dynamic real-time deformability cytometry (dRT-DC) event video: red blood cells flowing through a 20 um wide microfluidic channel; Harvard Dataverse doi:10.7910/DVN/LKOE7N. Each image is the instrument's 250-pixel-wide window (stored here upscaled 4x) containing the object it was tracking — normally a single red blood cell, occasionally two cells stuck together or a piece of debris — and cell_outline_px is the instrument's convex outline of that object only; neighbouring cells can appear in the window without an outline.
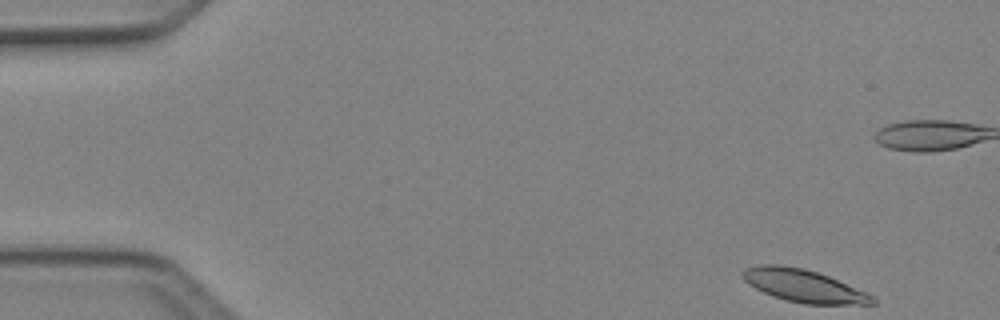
{"species": "Egyptian fruit bat (a non-hibernating species)", "species_latin": "Rousettus aegyptiacus", "temperature_condition": "cold", "stored_images_in_passage": 47, "camera_frame_rate_fps": 3000, "um_per_image_px": 0.085, "animal": {"sex": "female"}, "frame": {"image": 1, "passage_image": 1, "time_ms": 0.0, "image_size_px": [1000, 320], "cell_outline_px": [[876, 304], [804, 304], [788, 300], [764, 292], [748, 284], [740, 276], [740, 272], [744, 268], [756, 264], [780, 264], [804, 268], [828, 276], [864, 292], [872, 296], [876, 300]], "centroid_in_image_um": [68.23, 24.27], "position_along_channel_um": 16.8, "area_um2": 24.45}}
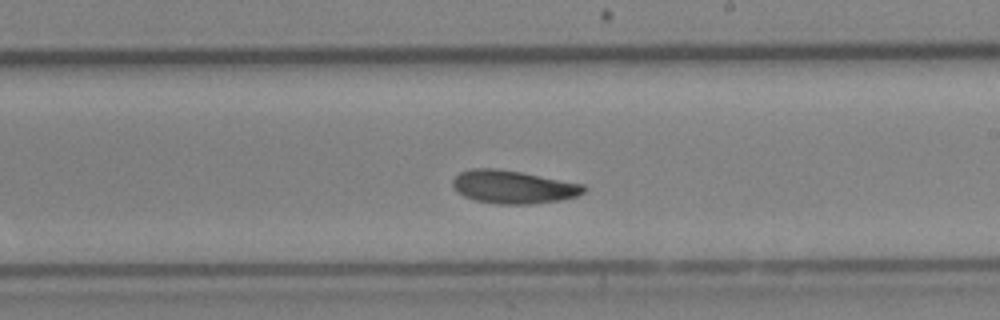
{"frame": {"image": 2, "passage_image": 26, "time_ms": 8.333, "image_size_px": [1000, 320], "cell_outline_px": [[588, 188], [584, 192], [576, 196], [560, 200], [532, 204], [496, 204], [476, 200], [464, 196], [456, 192], [452, 184], [452, 180], [460, 172], [472, 168], [496, 168], [520, 172], [584, 184]], "centroid_in_image_um": [43.61, 15.89], "position_along_channel_um": 245.4, "area_um2": 25.32}}
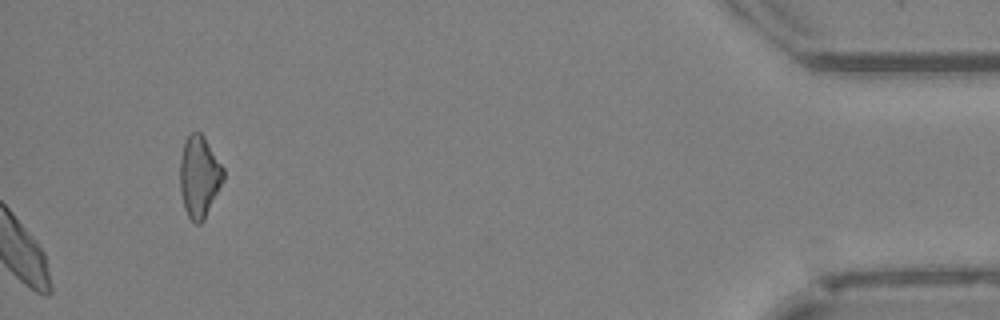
{"frame": {"image": 3, "passage_image": 47, "time_ms": 15.333, "image_size_px": [1000, 320], "cell_outline_px": [[224, 180], [204, 220], [200, 224], [196, 224], [188, 216], [184, 208], [180, 192], [180, 160], [184, 140], [192, 132], [200, 132], [204, 136], [224, 168]], "centroid_in_image_um": [16.94, 15.01], "position_along_channel_um": 418.3, "area_um2": 20.75}, "authors_computed_cell_mechanics": {"area_um2": 24.7384, "velocity_mm_per_s": 4.1271, "shape_relaxation_time_tau1_ms": 3.6807, "shape_relaxation_time_tau2_ms": 6.7209, "deformation_change_tau1": 0.1025, "deformation_change_tau2": 0.1356}}